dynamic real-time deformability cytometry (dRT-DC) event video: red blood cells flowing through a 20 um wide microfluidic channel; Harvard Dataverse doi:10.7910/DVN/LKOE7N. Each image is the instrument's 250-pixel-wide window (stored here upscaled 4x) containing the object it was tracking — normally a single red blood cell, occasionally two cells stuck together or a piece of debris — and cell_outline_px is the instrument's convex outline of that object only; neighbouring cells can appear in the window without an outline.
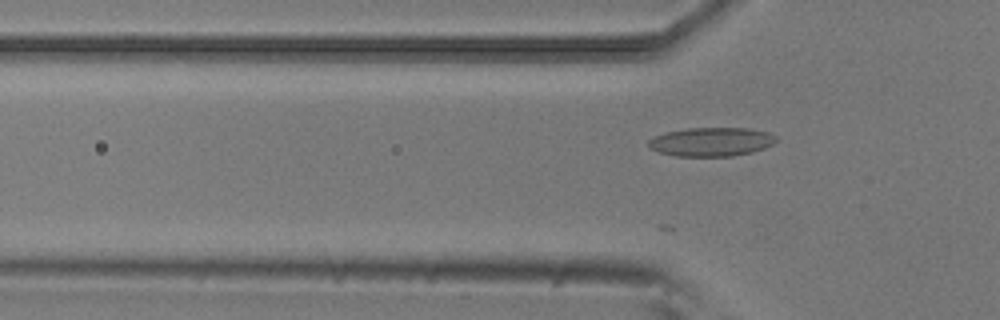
{"species": "common noctule bat (a hibernating species)", "species_latin": "Nyctalus noctula", "temperature_condition": "room temperature", "stored_images_in_passage": 13, "camera_frame_rate_fps": 3000, "um_per_image_px": 0.085, "animal": {"sex": "male", "body_mass_g": 20.5, "forearm_length_mm": 52.5}, "frame": {"image": 1, "passage_image": 2, "time_ms": 0.333, "image_size_px": [1000, 320], "cell_outline_px": [[776, 140], [772, 144], [764, 148], [752, 152], [732, 156], [676, 156], [660, 152], [648, 148], [648, 140], [664, 132], [688, 128], [748, 128], [768, 132], [776, 136]], "centroid_in_image_um": [60.45, 12.05], "position_along_channel_um": 65.4, "area_um2": 21.44}}
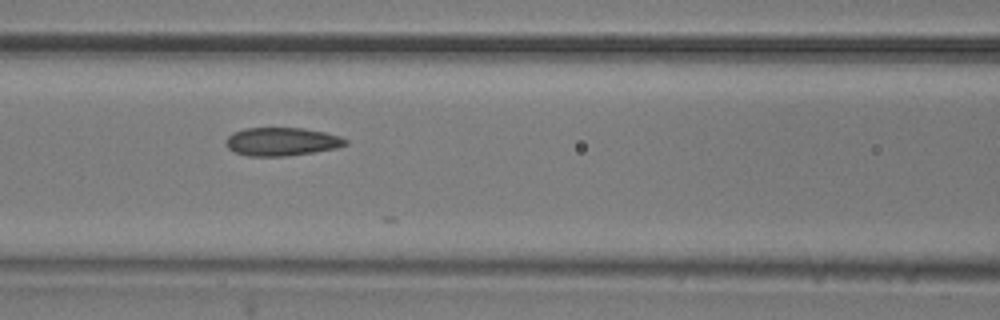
{"frame": {"image": 2, "passage_image": 8, "time_ms": 2.333, "image_size_px": [1000, 320], "cell_outline_px": [[348, 144], [336, 148], [288, 156], [248, 156], [232, 152], [228, 148], [224, 140], [232, 132], [244, 128], [304, 128], [324, 132], [340, 136], [348, 140]], "centroid_in_image_um": [23.91, 12.04], "position_along_channel_um": 142.7, "area_um2": 19.88}}
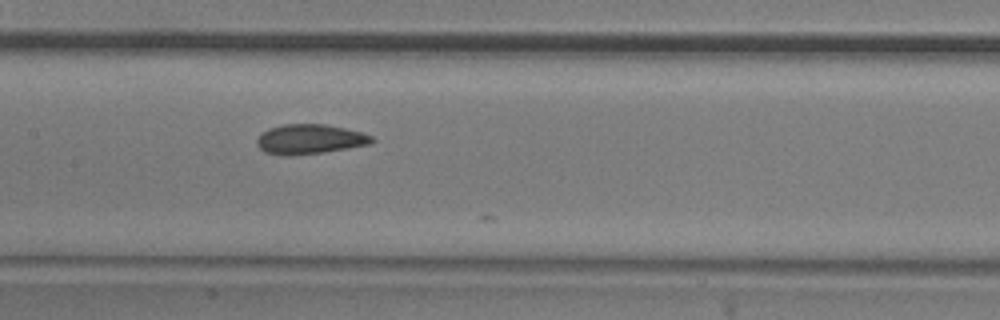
{"frame": {"image": 3, "passage_image": 11, "time_ms": 3.333, "image_size_px": [1000, 320], "cell_outline_px": [[376, 140], [372, 144], [324, 152], [288, 156], [264, 152], [256, 144], [256, 140], [260, 132], [268, 128], [284, 124], [324, 124], [344, 128], [360, 132], [372, 136]], "centroid_in_image_um": [26.31, 11.83], "position_along_channel_um": 181.1, "area_um2": 20.06}}